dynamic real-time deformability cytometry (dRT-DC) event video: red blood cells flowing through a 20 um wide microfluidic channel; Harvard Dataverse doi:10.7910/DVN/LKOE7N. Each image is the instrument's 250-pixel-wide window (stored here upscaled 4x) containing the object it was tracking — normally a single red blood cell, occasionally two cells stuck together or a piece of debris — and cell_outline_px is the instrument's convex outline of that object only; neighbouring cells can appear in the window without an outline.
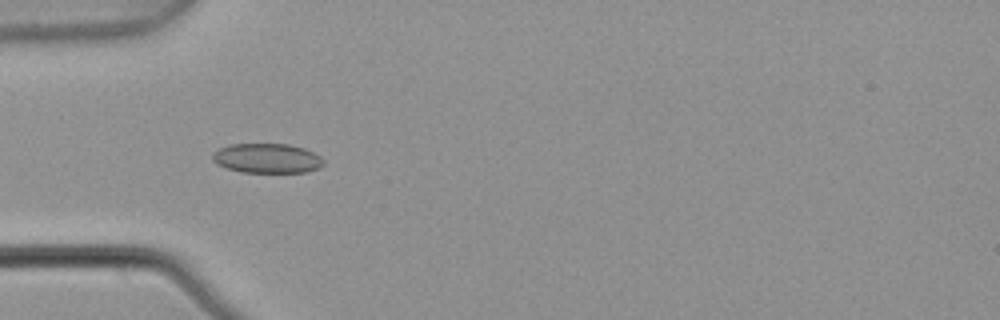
{"species": "common noctule bat (a hibernating species)", "species_latin": "Nyctalus noctula", "temperature_condition": "warm", "stored_images_in_passage": 5, "camera_frame_rate_fps": 3000, "um_per_image_px": 0.085, "animal": {"sex": "male", "body_mass_g": 21.5, "forearm_length_mm": 52.0}, "frame": {"image": 1, "passage_image": 4, "time_ms": 1.0, "image_size_px": [1000, 320], "cell_outline_px": [[324, 164], [308, 172], [240, 172], [216, 164], [212, 160], [212, 152], [228, 144], [288, 144], [304, 148], [320, 156], [324, 160]], "centroid_in_image_um": [22.67, 13.45], "position_along_channel_um": 62.3, "area_um2": 19.19}}
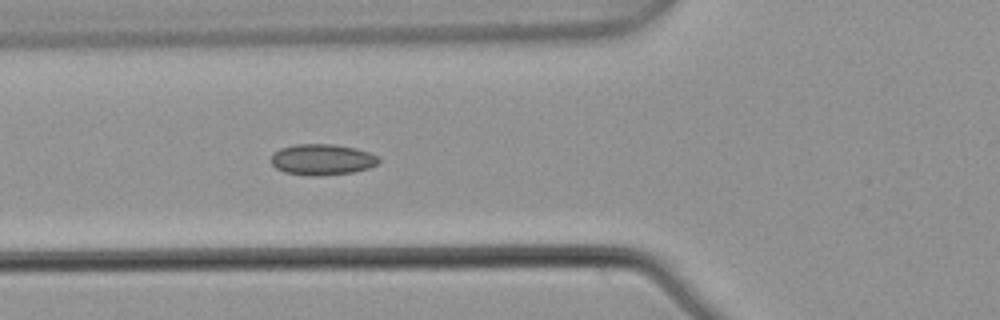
{"frame": {"image": 2, "passage_image": 5, "time_ms": 1.333, "image_size_px": [1000, 320], "cell_outline_px": [[380, 160], [376, 164], [368, 168], [352, 172], [320, 176], [312, 176], [284, 172], [276, 168], [272, 164], [272, 152], [280, 148], [296, 144], [332, 144], [356, 148], [368, 152], [376, 156]], "centroid_in_image_um": [27.35, 13.56], "position_along_channel_um": 98.5, "area_um2": 19.36}}